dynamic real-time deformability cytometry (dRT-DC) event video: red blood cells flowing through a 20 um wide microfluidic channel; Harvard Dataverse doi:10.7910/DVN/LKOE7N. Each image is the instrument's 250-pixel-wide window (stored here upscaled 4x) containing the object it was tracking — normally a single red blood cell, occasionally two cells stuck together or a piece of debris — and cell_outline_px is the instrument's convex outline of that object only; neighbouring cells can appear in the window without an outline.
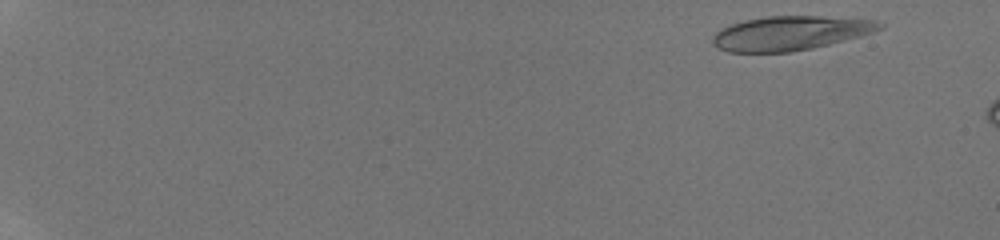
{"species": "human", "species_latin": "Homo sapiens", "temperature_condition": "room temperature", "stored_images_in_passage": 7, "camera_frame_rate_fps": 3000, "um_per_image_px": 0.085, "donor": {"sex": "male"}, "frame": {"image": 1, "passage_image": 3, "time_ms": 1.0, "image_size_px": [1000, 240], "cell_outline_px": [[884, 28], [860, 36], [812, 48], [792, 52], [728, 52], [716, 48], [712, 44], [712, 36], [720, 28], [744, 20], [768, 16], [820, 16], [876, 20], [884, 24]], "centroid_in_image_um": [67.14, 2.82], "position_along_channel_um": 17.9, "area_um2": 33.35}}